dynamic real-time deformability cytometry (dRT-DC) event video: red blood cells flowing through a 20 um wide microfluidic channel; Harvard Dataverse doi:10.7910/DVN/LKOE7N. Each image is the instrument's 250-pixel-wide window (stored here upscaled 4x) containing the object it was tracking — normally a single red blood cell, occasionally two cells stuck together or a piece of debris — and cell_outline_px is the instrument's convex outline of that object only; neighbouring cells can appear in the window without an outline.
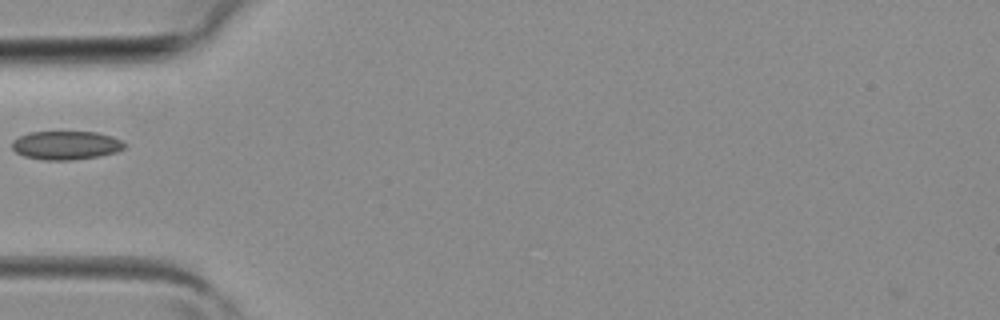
{"species": "common noctule bat (a hibernating species)", "species_latin": "Nyctalus noctula", "temperature_condition": "room temperature", "stored_images_in_passage": 1, "camera_frame_rate_fps": 3000, "um_per_image_px": 0.085, "animal": {"sex": "female", "body_mass_g": 19.3, "forearm_length_mm": 54.1}, "frame": {"image": 1, "passage_image": 1, "time_ms": 0.0, "image_size_px": [1000, 320], "cell_outline_px": [[128, 144], [124, 148], [116, 152], [100, 156], [72, 160], [44, 160], [24, 156], [16, 152], [12, 148], [12, 140], [28, 132], [96, 132], [112, 136]], "centroid_in_image_um": [5.62, 12.35], "position_along_channel_um": 79.4, "area_um2": 18.84}}